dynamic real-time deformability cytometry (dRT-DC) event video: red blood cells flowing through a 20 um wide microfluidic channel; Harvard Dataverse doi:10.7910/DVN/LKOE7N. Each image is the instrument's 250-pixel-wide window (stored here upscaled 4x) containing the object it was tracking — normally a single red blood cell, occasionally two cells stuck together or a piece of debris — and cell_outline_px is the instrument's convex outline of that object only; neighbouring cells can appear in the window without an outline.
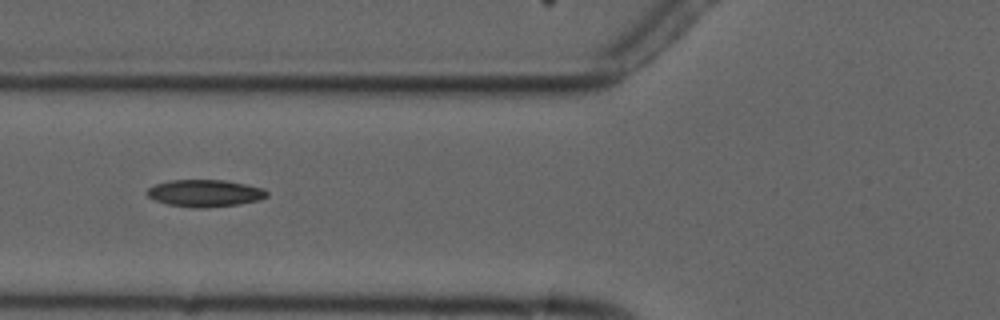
{"species": "common noctule bat (a hibernating species)", "species_latin": "Nyctalus noctula", "temperature_condition": "cold", "stored_images_in_passage": 7, "camera_frame_rate_fps": 3000, "um_per_image_px": 0.085, "animal": {"sex": "male", "forearm_length_mm": 52.5}, "frame": {"image": 1, "passage_image": 5, "time_ms": 4.667, "image_size_px": [1000, 320], "cell_outline_px": [[268, 196], [260, 200], [240, 204], [204, 208], [192, 208], [168, 204], [156, 200], [148, 196], [144, 192], [148, 188], [156, 184], [168, 180], [224, 180], [264, 188], [268, 192]], "centroid_in_image_um": [17.42, 16.42], "position_along_channel_um": 108.4, "area_um2": 19.02}}
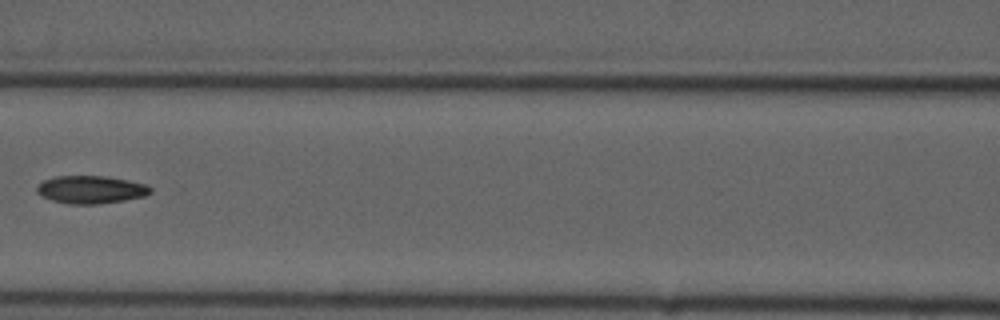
{"frame": {"image": 2, "passage_image": 6, "time_ms": 6.0, "image_size_px": [1000, 320], "cell_outline_px": [[152, 192], [144, 196], [124, 200], [96, 204], [68, 204], [52, 200], [36, 192], [36, 188], [44, 180], [56, 176], [104, 176], [144, 184], [152, 188]], "centroid_in_image_um": [7.71, 16.12], "position_along_channel_um": 158.9, "area_um2": 18.09}}
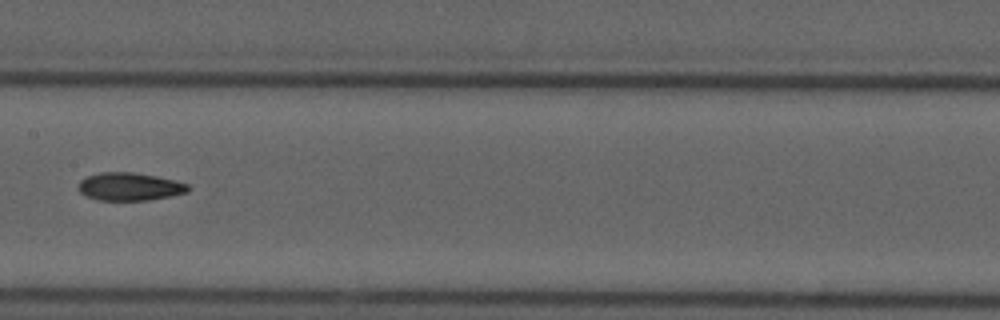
{"frame": {"image": 3, "passage_image": 7, "time_ms": 7.0, "image_size_px": [1000, 320], "cell_outline_px": [[192, 188], [188, 192], [148, 200], [96, 200], [84, 196], [76, 188], [80, 180], [88, 176], [100, 172], [132, 172], [156, 176], [176, 180], [188, 184]], "centroid_in_image_um": [10.99, 15.86], "position_along_channel_um": 196.4, "area_um2": 18.03}}